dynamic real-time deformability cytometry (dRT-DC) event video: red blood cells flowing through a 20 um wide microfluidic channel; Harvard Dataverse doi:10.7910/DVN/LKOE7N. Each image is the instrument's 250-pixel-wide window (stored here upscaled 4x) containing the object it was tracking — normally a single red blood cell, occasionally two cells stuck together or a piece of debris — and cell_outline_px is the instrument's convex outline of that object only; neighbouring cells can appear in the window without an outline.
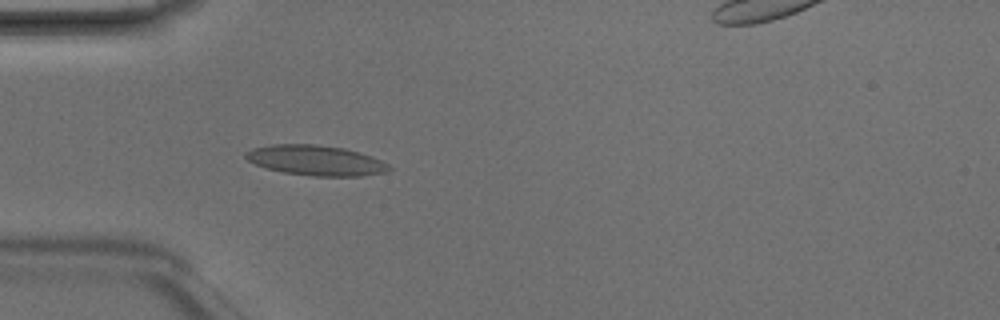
{"species": "Egyptian fruit bat (a non-hibernating species)", "species_latin": "Rousettus aegyptiacus", "temperature_condition": "room temperature", "stored_images_in_passage": 4, "camera_frame_rate_fps": 3000, "um_per_image_px": 0.085, "animal": {"sex": "male"}, "frame": {"image": 1, "passage_image": 4, "time_ms": 1.0, "image_size_px": [1000, 320], "cell_outline_px": [[392, 168], [384, 172], [360, 176], [312, 176], [284, 172], [268, 168], [256, 164], [248, 160], [244, 156], [244, 152], [252, 148], [272, 144], [316, 144], [344, 148], [360, 152], [372, 156], [388, 164]], "centroid_in_image_um": [26.83, 13.62], "position_along_channel_um": 58.2, "area_um2": 25.14}}